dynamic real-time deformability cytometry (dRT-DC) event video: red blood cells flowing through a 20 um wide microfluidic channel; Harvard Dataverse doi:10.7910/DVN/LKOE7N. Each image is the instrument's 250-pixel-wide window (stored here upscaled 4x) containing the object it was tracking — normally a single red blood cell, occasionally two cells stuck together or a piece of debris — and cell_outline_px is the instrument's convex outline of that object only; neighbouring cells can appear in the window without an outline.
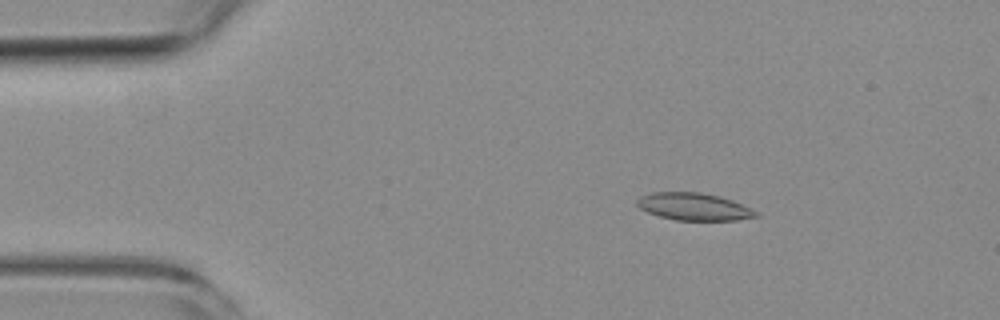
{"species": "common noctule bat (a hibernating species)", "species_latin": "Nyctalus noctula", "temperature_condition": "room temperature", "stored_images_in_passage": 5, "camera_frame_rate_fps": 3000, "um_per_image_px": 0.085, "animal": {"sex": "female", "body_mass_g": 19.3, "forearm_length_mm": 54.1}, "frame": {"image": 1, "passage_image": 3, "time_ms": 2.0, "image_size_px": [1000, 320], "cell_outline_px": [[760, 216], [736, 220], [676, 220], [660, 216], [648, 212], [640, 208], [636, 204], [636, 200], [640, 196], [652, 192], [700, 192], [720, 196], [732, 200], [760, 212]], "centroid_in_image_um": [59.0, 17.56], "position_along_channel_um": 26.0, "area_um2": 19.02}}
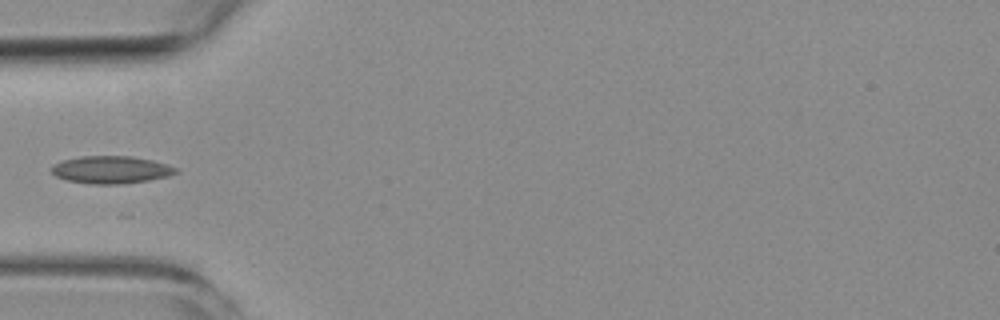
{"frame": {"image": 2, "passage_image": 5, "time_ms": 5.0, "image_size_px": [1000, 320], "cell_outline_px": [[180, 172], [168, 176], [148, 180], [124, 184], [92, 184], [64, 180], [56, 176], [52, 172], [52, 164], [64, 160], [80, 156], [132, 156], [152, 160], [168, 164], [180, 168]], "centroid_in_image_um": [9.48, 14.43], "position_along_channel_um": 75.5, "area_um2": 20.17}}